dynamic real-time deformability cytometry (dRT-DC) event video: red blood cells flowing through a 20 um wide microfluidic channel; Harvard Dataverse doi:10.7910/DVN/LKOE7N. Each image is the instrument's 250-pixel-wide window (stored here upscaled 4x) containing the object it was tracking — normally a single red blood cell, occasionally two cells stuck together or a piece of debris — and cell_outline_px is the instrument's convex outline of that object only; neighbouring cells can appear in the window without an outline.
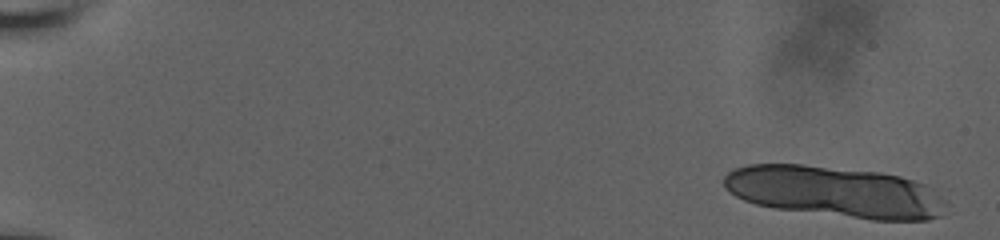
{"species": "human", "species_latin": "Homo sapiens", "temperature_condition": "room temperature", "stored_images_in_passage": 10, "camera_frame_rate_fps": 3000, "um_per_image_px": 0.085, "donor": {"sex": "male"}, "frame": {"image": 1, "passage_image": 1, "time_ms": 0.0, "image_size_px": [1000, 240], "cell_outline_px": [[948, 200], [940, 216], [928, 220], [872, 220], [776, 208], [756, 204], [744, 200], [736, 196], [724, 188], [724, 176], [728, 172], [736, 168], [748, 164], [804, 164], [880, 172], [900, 176], [924, 184]], "centroid_in_image_um": [70.98, 16.3], "position_along_channel_um": 14.0, "area_um2": 66.24}}